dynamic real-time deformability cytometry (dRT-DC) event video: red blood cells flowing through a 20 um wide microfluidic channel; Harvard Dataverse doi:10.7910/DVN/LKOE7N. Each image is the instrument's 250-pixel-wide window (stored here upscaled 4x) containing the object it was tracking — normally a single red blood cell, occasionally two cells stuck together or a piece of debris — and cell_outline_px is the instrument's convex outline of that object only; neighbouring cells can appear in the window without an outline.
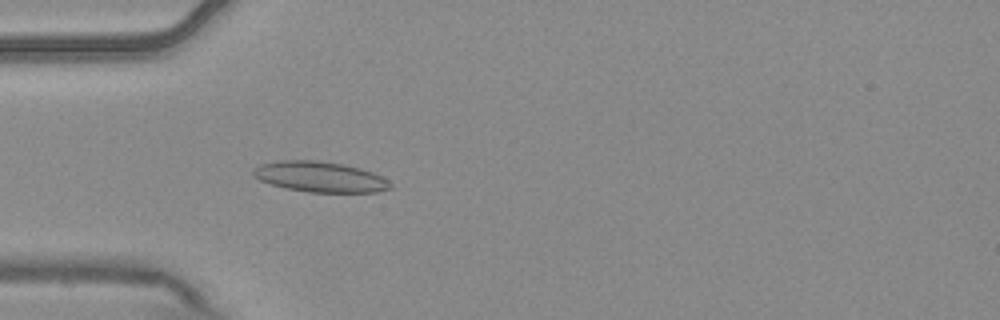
{"species": "common noctule bat (a hibernating species)", "species_latin": "Nyctalus noctula", "temperature_condition": "warm", "stored_images_in_passage": 3, "camera_frame_rate_fps": 3000, "um_per_image_px": 0.085, "animal": {"sex": "male", "body_mass_g": 20.4}, "frame": {"image": 1, "passage_image": 3, "time_ms": 0.667, "image_size_px": [1000, 320], "cell_outline_px": [[392, 188], [376, 192], [308, 192], [288, 188], [272, 184], [260, 180], [252, 176], [252, 168], [260, 164], [280, 160], [316, 160], [340, 164], [360, 168], [372, 172], [388, 180], [392, 184]], "centroid_in_image_um": [27.18, 15.03], "position_along_channel_um": 57.8, "area_um2": 24.28}}